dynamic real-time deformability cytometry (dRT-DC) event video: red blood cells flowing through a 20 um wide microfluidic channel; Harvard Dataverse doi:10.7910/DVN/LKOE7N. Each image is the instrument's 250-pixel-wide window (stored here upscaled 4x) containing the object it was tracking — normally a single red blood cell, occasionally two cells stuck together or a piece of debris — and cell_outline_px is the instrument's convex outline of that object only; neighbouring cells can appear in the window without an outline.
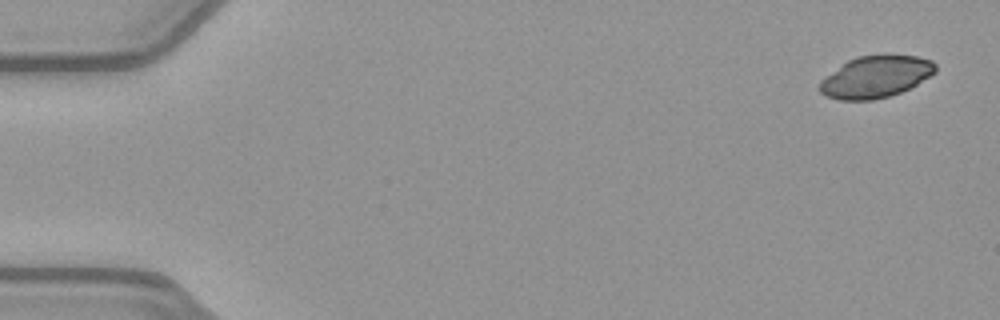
{"species": "common noctule bat (a hibernating species)", "species_latin": "Nyctalus noctula", "temperature_condition": "warm", "stored_images_in_passage": 51, "camera_frame_rate_fps": 3000, "um_per_image_px": 0.085, "animal": {"sex": "female", "body_mass_g": 21.9}, "frame": {"image": 1, "passage_image": 1, "time_ms": 0.0, "image_size_px": [1000, 320], "cell_outline_px": [[936, 72], [916, 84], [900, 92], [888, 96], [872, 100], [840, 100], [824, 96], [820, 92], [820, 80], [848, 60], [856, 56], [884, 52], [916, 56], [932, 60], [936, 64]], "centroid_in_image_um": [74.44, 6.48], "position_along_channel_um": 10.6, "area_um2": 28.67}}
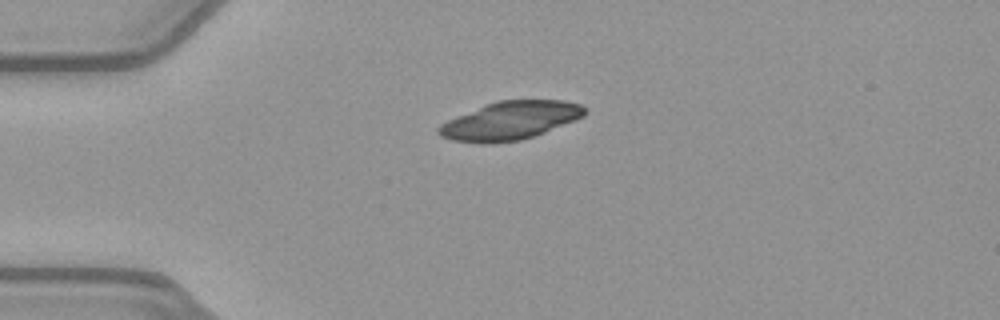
{"frame": {"image": 2, "passage_image": 12, "time_ms": 3.667, "image_size_px": [1000, 320], "cell_outline_px": [[588, 112], [584, 116], [576, 120], [544, 132], [520, 140], [492, 144], [480, 144], [452, 140], [440, 136], [436, 132], [436, 128], [440, 124], [448, 120], [484, 104], [496, 100], [564, 100], [580, 104]], "centroid_in_image_um": [43.33, 10.26], "position_along_channel_um": 41.7, "area_um2": 32.77}}